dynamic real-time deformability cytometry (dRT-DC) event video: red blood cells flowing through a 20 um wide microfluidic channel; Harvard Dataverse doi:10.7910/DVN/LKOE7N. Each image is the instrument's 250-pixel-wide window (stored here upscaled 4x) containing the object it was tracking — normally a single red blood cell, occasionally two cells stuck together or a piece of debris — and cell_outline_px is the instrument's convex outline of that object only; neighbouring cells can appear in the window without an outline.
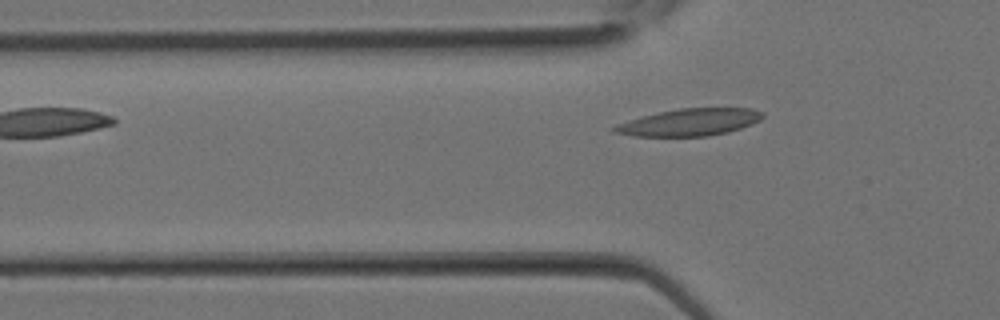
{"species": "Egyptian fruit bat (a non-hibernating species)", "species_latin": "Rousettus aegyptiacus", "temperature_condition": "room temperature", "stored_images_in_passage": 3, "camera_frame_rate_fps": 3000, "um_per_image_px": 0.085, "animal": {"sex": "female"}, "frame": {"image": 1, "passage_image": 3, "time_ms": 0.667, "image_size_px": [1000, 320], "cell_outline_px": [[764, 116], [760, 120], [752, 124], [728, 132], [708, 136], [632, 136], [612, 132], [612, 128], [616, 124], [628, 120], [660, 112], [680, 108], [752, 108], [764, 112]], "centroid_in_image_um": [58.63, 10.39], "position_along_channel_um": 67.2, "area_um2": 23.41}}